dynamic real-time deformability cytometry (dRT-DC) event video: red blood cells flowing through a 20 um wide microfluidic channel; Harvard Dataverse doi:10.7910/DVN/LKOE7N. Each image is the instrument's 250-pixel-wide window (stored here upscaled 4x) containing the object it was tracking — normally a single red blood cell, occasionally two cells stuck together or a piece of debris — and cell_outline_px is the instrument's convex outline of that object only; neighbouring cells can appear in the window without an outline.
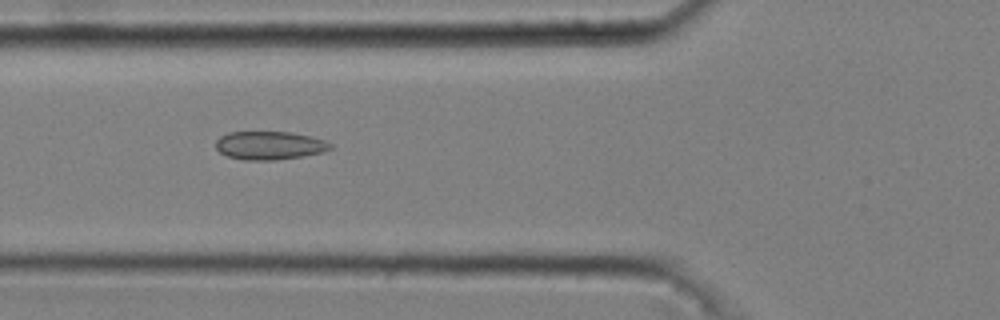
{"species": "common noctule bat (a hibernating species)", "species_latin": "Nyctalus noctula", "temperature_condition": "cold", "stored_images_in_passage": 38, "camera_frame_rate_fps": 3000, "um_per_image_px": 0.085, "animal": {"sex": "male", "body_mass_g": 20.4}, "frame": {"image": 1, "passage_image": 8, "time_ms": 2.333, "image_size_px": [1000, 320], "cell_outline_px": [[332, 148], [324, 152], [276, 160], [244, 160], [228, 156], [220, 152], [216, 148], [216, 140], [220, 136], [228, 132], [292, 132], [324, 140], [332, 144]], "centroid_in_image_um": [22.9, 12.36], "position_along_channel_um": 102.9, "area_um2": 18.84}}
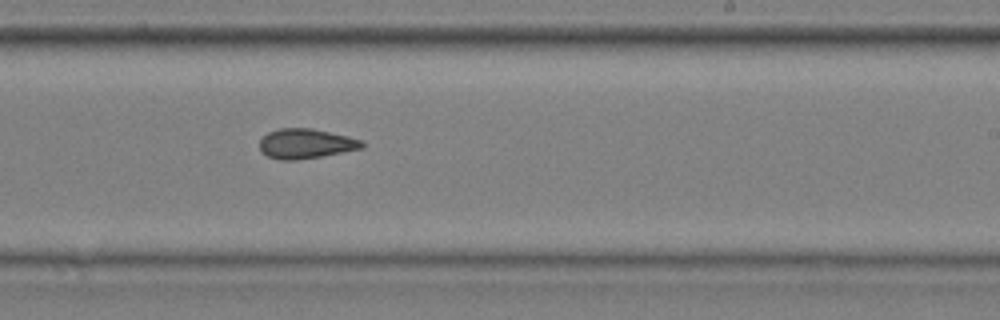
{"frame": {"image": 2, "passage_image": 21, "time_ms": 6.667, "image_size_px": [1000, 320], "cell_outline_px": [[368, 144], [364, 148], [320, 156], [296, 160], [280, 160], [268, 156], [260, 148], [260, 140], [268, 132], [280, 128], [312, 128], [348, 136], [364, 140]], "centroid_in_image_um": [26.06, 12.2], "position_along_channel_um": 262.9, "area_um2": 17.8}}
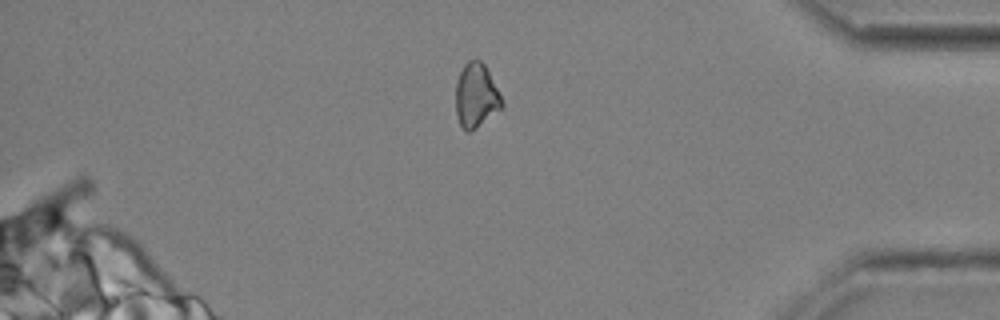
{"frame": {"image": 3, "passage_image": 34, "time_ms": 11.0, "image_size_px": [1000, 320], "cell_outline_px": [[504, 108], [472, 132], [468, 132], [460, 124], [456, 116], [456, 80], [464, 64], [468, 60], [480, 60], [484, 64], [504, 104]], "centroid_in_image_um": [40.47, 8.17], "position_along_channel_um": 394.7, "area_um2": 17.34}, "authors_computed_cell_mechanics": {"area_um2": 17.8024, "velocity_mm_per_s": 3.6978, "shape_relaxation_time_tau1_ms": 7.813, "shape_relaxation_time_tau2_ms": 2.6608, "deformation_change_tau1": 0.1034, "deformation_change_tau2": 0.0866}}